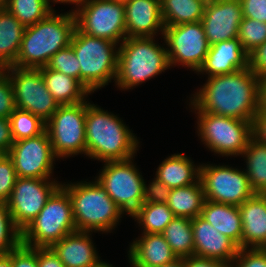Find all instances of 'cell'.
Listing matches in <instances>:
<instances>
[{
    "label": "cell",
    "instance_id": "4316f807",
    "mask_svg": "<svg viewBox=\"0 0 266 267\" xmlns=\"http://www.w3.org/2000/svg\"><path fill=\"white\" fill-rule=\"evenodd\" d=\"M204 202V189L198 179L194 184L171 189L166 204L175 216L192 219L201 215Z\"/></svg>",
    "mask_w": 266,
    "mask_h": 267
},
{
    "label": "cell",
    "instance_id": "8992f818",
    "mask_svg": "<svg viewBox=\"0 0 266 267\" xmlns=\"http://www.w3.org/2000/svg\"><path fill=\"white\" fill-rule=\"evenodd\" d=\"M71 200L77 231H109L122 214L106 190L95 183H77L63 187Z\"/></svg>",
    "mask_w": 266,
    "mask_h": 267
},
{
    "label": "cell",
    "instance_id": "cb8c5ba5",
    "mask_svg": "<svg viewBox=\"0 0 266 267\" xmlns=\"http://www.w3.org/2000/svg\"><path fill=\"white\" fill-rule=\"evenodd\" d=\"M200 216L241 248L242 220L238 206L205 200Z\"/></svg>",
    "mask_w": 266,
    "mask_h": 267
},
{
    "label": "cell",
    "instance_id": "2e32d148",
    "mask_svg": "<svg viewBox=\"0 0 266 267\" xmlns=\"http://www.w3.org/2000/svg\"><path fill=\"white\" fill-rule=\"evenodd\" d=\"M17 177L48 179L56 157L46 130L35 137L14 141L7 154Z\"/></svg>",
    "mask_w": 266,
    "mask_h": 267
},
{
    "label": "cell",
    "instance_id": "11a10c76",
    "mask_svg": "<svg viewBox=\"0 0 266 267\" xmlns=\"http://www.w3.org/2000/svg\"><path fill=\"white\" fill-rule=\"evenodd\" d=\"M93 267H112L111 265L104 263V262H98L95 266Z\"/></svg>",
    "mask_w": 266,
    "mask_h": 267
},
{
    "label": "cell",
    "instance_id": "484cf974",
    "mask_svg": "<svg viewBox=\"0 0 266 267\" xmlns=\"http://www.w3.org/2000/svg\"><path fill=\"white\" fill-rule=\"evenodd\" d=\"M25 27L7 9H0V70L14 66Z\"/></svg>",
    "mask_w": 266,
    "mask_h": 267
},
{
    "label": "cell",
    "instance_id": "d4e9b609",
    "mask_svg": "<svg viewBox=\"0 0 266 267\" xmlns=\"http://www.w3.org/2000/svg\"><path fill=\"white\" fill-rule=\"evenodd\" d=\"M53 98L59 105H70L84 101V96L90 93L77 79L61 72L48 69L46 66L38 68Z\"/></svg>",
    "mask_w": 266,
    "mask_h": 267
},
{
    "label": "cell",
    "instance_id": "7a4b0ae2",
    "mask_svg": "<svg viewBox=\"0 0 266 267\" xmlns=\"http://www.w3.org/2000/svg\"><path fill=\"white\" fill-rule=\"evenodd\" d=\"M53 12L34 25L25 27L14 67H44L57 51L70 45L76 28L74 13L55 15Z\"/></svg>",
    "mask_w": 266,
    "mask_h": 267
},
{
    "label": "cell",
    "instance_id": "30bf717a",
    "mask_svg": "<svg viewBox=\"0 0 266 267\" xmlns=\"http://www.w3.org/2000/svg\"><path fill=\"white\" fill-rule=\"evenodd\" d=\"M199 113L202 140L222 155L242 154L252 138V122L209 112Z\"/></svg>",
    "mask_w": 266,
    "mask_h": 267
},
{
    "label": "cell",
    "instance_id": "f6af8a7d",
    "mask_svg": "<svg viewBox=\"0 0 266 267\" xmlns=\"http://www.w3.org/2000/svg\"><path fill=\"white\" fill-rule=\"evenodd\" d=\"M252 138L266 145V112L261 107L252 121Z\"/></svg>",
    "mask_w": 266,
    "mask_h": 267
},
{
    "label": "cell",
    "instance_id": "8d00e7d4",
    "mask_svg": "<svg viewBox=\"0 0 266 267\" xmlns=\"http://www.w3.org/2000/svg\"><path fill=\"white\" fill-rule=\"evenodd\" d=\"M46 67L80 81V64L76 58L73 48L70 45L57 51L50 58Z\"/></svg>",
    "mask_w": 266,
    "mask_h": 267
},
{
    "label": "cell",
    "instance_id": "60d3db41",
    "mask_svg": "<svg viewBox=\"0 0 266 267\" xmlns=\"http://www.w3.org/2000/svg\"><path fill=\"white\" fill-rule=\"evenodd\" d=\"M245 250V248H239L234 258V260L238 259L240 262L237 267H266V251L260 248H252L248 252ZM230 266L232 267V265Z\"/></svg>",
    "mask_w": 266,
    "mask_h": 267
},
{
    "label": "cell",
    "instance_id": "9f6ffc18",
    "mask_svg": "<svg viewBox=\"0 0 266 267\" xmlns=\"http://www.w3.org/2000/svg\"><path fill=\"white\" fill-rule=\"evenodd\" d=\"M201 1H203L205 4H207V3H214L218 0H201Z\"/></svg>",
    "mask_w": 266,
    "mask_h": 267
},
{
    "label": "cell",
    "instance_id": "c3c4849f",
    "mask_svg": "<svg viewBox=\"0 0 266 267\" xmlns=\"http://www.w3.org/2000/svg\"><path fill=\"white\" fill-rule=\"evenodd\" d=\"M227 263L229 262L195 255L184 258L185 267H231Z\"/></svg>",
    "mask_w": 266,
    "mask_h": 267
},
{
    "label": "cell",
    "instance_id": "ee69618b",
    "mask_svg": "<svg viewBox=\"0 0 266 267\" xmlns=\"http://www.w3.org/2000/svg\"><path fill=\"white\" fill-rule=\"evenodd\" d=\"M249 68L257 76L266 77V41L249 54Z\"/></svg>",
    "mask_w": 266,
    "mask_h": 267
},
{
    "label": "cell",
    "instance_id": "603a6c76",
    "mask_svg": "<svg viewBox=\"0 0 266 267\" xmlns=\"http://www.w3.org/2000/svg\"><path fill=\"white\" fill-rule=\"evenodd\" d=\"M129 252L133 267H157L178 259L160 233L144 234L134 241Z\"/></svg>",
    "mask_w": 266,
    "mask_h": 267
},
{
    "label": "cell",
    "instance_id": "f35d334b",
    "mask_svg": "<svg viewBox=\"0 0 266 267\" xmlns=\"http://www.w3.org/2000/svg\"><path fill=\"white\" fill-rule=\"evenodd\" d=\"M5 70H0V117L9 118L16 109L14 101V91Z\"/></svg>",
    "mask_w": 266,
    "mask_h": 267
},
{
    "label": "cell",
    "instance_id": "ac0fdd59",
    "mask_svg": "<svg viewBox=\"0 0 266 267\" xmlns=\"http://www.w3.org/2000/svg\"><path fill=\"white\" fill-rule=\"evenodd\" d=\"M194 239V255L198 257L234 261L239 246L228 236L217 231L201 216L191 219Z\"/></svg>",
    "mask_w": 266,
    "mask_h": 267
},
{
    "label": "cell",
    "instance_id": "4dcf8cb0",
    "mask_svg": "<svg viewBox=\"0 0 266 267\" xmlns=\"http://www.w3.org/2000/svg\"><path fill=\"white\" fill-rule=\"evenodd\" d=\"M247 157V174L255 193L266 194V145L251 138L244 152Z\"/></svg>",
    "mask_w": 266,
    "mask_h": 267
},
{
    "label": "cell",
    "instance_id": "7bdbcfd3",
    "mask_svg": "<svg viewBox=\"0 0 266 267\" xmlns=\"http://www.w3.org/2000/svg\"><path fill=\"white\" fill-rule=\"evenodd\" d=\"M243 17L266 22V0H240Z\"/></svg>",
    "mask_w": 266,
    "mask_h": 267
},
{
    "label": "cell",
    "instance_id": "44dd1931",
    "mask_svg": "<svg viewBox=\"0 0 266 267\" xmlns=\"http://www.w3.org/2000/svg\"><path fill=\"white\" fill-rule=\"evenodd\" d=\"M239 207L242 220L241 248H261L266 243V194L255 193Z\"/></svg>",
    "mask_w": 266,
    "mask_h": 267
},
{
    "label": "cell",
    "instance_id": "6da1fadb",
    "mask_svg": "<svg viewBox=\"0 0 266 267\" xmlns=\"http://www.w3.org/2000/svg\"><path fill=\"white\" fill-rule=\"evenodd\" d=\"M261 83L250 68L212 76L192 103L199 112L252 122L261 107Z\"/></svg>",
    "mask_w": 266,
    "mask_h": 267
},
{
    "label": "cell",
    "instance_id": "db71d44e",
    "mask_svg": "<svg viewBox=\"0 0 266 267\" xmlns=\"http://www.w3.org/2000/svg\"><path fill=\"white\" fill-rule=\"evenodd\" d=\"M9 4V0H0V9H6Z\"/></svg>",
    "mask_w": 266,
    "mask_h": 267
},
{
    "label": "cell",
    "instance_id": "9a60e30c",
    "mask_svg": "<svg viewBox=\"0 0 266 267\" xmlns=\"http://www.w3.org/2000/svg\"><path fill=\"white\" fill-rule=\"evenodd\" d=\"M46 181L47 179L17 177L6 203L12 220L20 232L35 219L49 197L60 186Z\"/></svg>",
    "mask_w": 266,
    "mask_h": 267
},
{
    "label": "cell",
    "instance_id": "74e56055",
    "mask_svg": "<svg viewBox=\"0 0 266 267\" xmlns=\"http://www.w3.org/2000/svg\"><path fill=\"white\" fill-rule=\"evenodd\" d=\"M16 179L13 160L6 154L0 161V201H8Z\"/></svg>",
    "mask_w": 266,
    "mask_h": 267
},
{
    "label": "cell",
    "instance_id": "680465c9",
    "mask_svg": "<svg viewBox=\"0 0 266 267\" xmlns=\"http://www.w3.org/2000/svg\"><path fill=\"white\" fill-rule=\"evenodd\" d=\"M260 249H262L263 251H266V243Z\"/></svg>",
    "mask_w": 266,
    "mask_h": 267
},
{
    "label": "cell",
    "instance_id": "f5cc1de1",
    "mask_svg": "<svg viewBox=\"0 0 266 267\" xmlns=\"http://www.w3.org/2000/svg\"><path fill=\"white\" fill-rule=\"evenodd\" d=\"M49 1L50 0H47V2L49 3ZM55 2L57 1V2H72V3H75V4H79L80 5V3L83 1V0H54Z\"/></svg>",
    "mask_w": 266,
    "mask_h": 267
},
{
    "label": "cell",
    "instance_id": "d590c367",
    "mask_svg": "<svg viewBox=\"0 0 266 267\" xmlns=\"http://www.w3.org/2000/svg\"><path fill=\"white\" fill-rule=\"evenodd\" d=\"M20 244L21 232L12 220L7 203L0 201V255L8 254Z\"/></svg>",
    "mask_w": 266,
    "mask_h": 267
},
{
    "label": "cell",
    "instance_id": "ffe728a7",
    "mask_svg": "<svg viewBox=\"0 0 266 267\" xmlns=\"http://www.w3.org/2000/svg\"><path fill=\"white\" fill-rule=\"evenodd\" d=\"M249 68V54L238 38L211 45L207 56L197 72H208L209 76L231 74Z\"/></svg>",
    "mask_w": 266,
    "mask_h": 267
},
{
    "label": "cell",
    "instance_id": "6f0895ef",
    "mask_svg": "<svg viewBox=\"0 0 266 267\" xmlns=\"http://www.w3.org/2000/svg\"><path fill=\"white\" fill-rule=\"evenodd\" d=\"M5 155H6V153L0 150V161Z\"/></svg>",
    "mask_w": 266,
    "mask_h": 267
},
{
    "label": "cell",
    "instance_id": "681fc988",
    "mask_svg": "<svg viewBox=\"0 0 266 267\" xmlns=\"http://www.w3.org/2000/svg\"><path fill=\"white\" fill-rule=\"evenodd\" d=\"M0 267H13L12 251H10L8 254L0 255Z\"/></svg>",
    "mask_w": 266,
    "mask_h": 267
},
{
    "label": "cell",
    "instance_id": "277c9868",
    "mask_svg": "<svg viewBox=\"0 0 266 267\" xmlns=\"http://www.w3.org/2000/svg\"><path fill=\"white\" fill-rule=\"evenodd\" d=\"M118 49L117 85L128 89L159 74L170 66L167 50L152 37L125 38Z\"/></svg>",
    "mask_w": 266,
    "mask_h": 267
},
{
    "label": "cell",
    "instance_id": "ab89813d",
    "mask_svg": "<svg viewBox=\"0 0 266 267\" xmlns=\"http://www.w3.org/2000/svg\"><path fill=\"white\" fill-rule=\"evenodd\" d=\"M171 189L163 182L155 178L149 188L144 183L143 204L146 203H166Z\"/></svg>",
    "mask_w": 266,
    "mask_h": 267
},
{
    "label": "cell",
    "instance_id": "5bb4252c",
    "mask_svg": "<svg viewBox=\"0 0 266 267\" xmlns=\"http://www.w3.org/2000/svg\"><path fill=\"white\" fill-rule=\"evenodd\" d=\"M170 65L180 62L198 71L210 48L201 21L164 27Z\"/></svg>",
    "mask_w": 266,
    "mask_h": 267
},
{
    "label": "cell",
    "instance_id": "d6a6232c",
    "mask_svg": "<svg viewBox=\"0 0 266 267\" xmlns=\"http://www.w3.org/2000/svg\"><path fill=\"white\" fill-rule=\"evenodd\" d=\"M47 0H9L7 10L24 26L45 19L53 10Z\"/></svg>",
    "mask_w": 266,
    "mask_h": 267
},
{
    "label": "cell",
    "instance_id": "836d02e7",
    "mask_svg": "<svg viewBox=\"0 0 266 267\" xmlns=\"http://www.w3.org/2000/svg\"><path fill=\"white\" fill-rule=\"evenodd\" d=\"M9 120L14 141L38 136L46 127V123L40 117L17 108L11 113Z\"/></svg>",
    "mask_w": 266,
    "mask_h": 267
},
{
    "label": "cell",
    "instance_id": "7402d4cb",
    "mask_svg": "<svg viewBox=\"0 0 266 267\" xmlns=\"http://www.w3.org/2000/svg\"><path fill=\"white\" fill-rule=\"evenodd\" d=\"M87 234L72 232L50 247L65 267H93L100 262Z\"/></svg>",
    "mask_w": 266,
    "mask_h": 267
},
{
    "label": "cell",
    "instance_id": "7dc6e473",
    "mask_svg": "<svg viewBox=\"0 0 266 267\" xmlns=\"http://www.w3.org/2000/svg\"><path fill=\"white\" fill-rule=\"evenodd\" d=\"M14 143L9 118L0 117V150L8 154Z\"/></svg>",
    "mask_w": 266,
    "mask_h": 267
},
{
    "label": "cell",
    "instance_id": "83f0119b",
    "mask_svg": "<svg viewBox=\"0 0 266 267\" xmlns=\"http://www.w3.org/2000/svg\"><path fill=\"white\" fill-rule=\"evenodd\" d=\"M199 175L200 169H195L187 157L175 154L162 162L158 168L156 178L170 189H173L196 183L193 179H199Z\"/></svg>",
    "mask_w": 266,
    "mask_h": 267
},
{
    "label": "cell",
    "instance_id": "7c38bea8",
    "mask_svg": "<svg viewBox=\"0 0 266 267\" xmlns=\"http://www.w3.org/2000/svg\"><path fill=\"white\" fill-rule=\"evenodd\" d=\"M130 161L105 162L97 182L122 212L132 215L143 204L144 181Z\"/></svg>",
    "mask_w": 266,
    "mask_h": 267
},
{
    "label": "cell",
    "instance_id": "8fae6325",
    "mask_svg": "<svg viewBox=\"0 0 266 267\" xmlns=\"http://www.w3.org/2000/svg\"><path fill=\"white\" fill-rule=\"evenodd\" d=\"M14 91L15 107L40 117L45 123L57 111L59 104L47 90L39 69L8 67ZM15 74V75H14ZM12 75V77H11Z\"/></svg>",
    "mask_w": 266,
    "mask_h": 267
},
{
    "label": "cell",
    "instance_id": "52a82bcc",
    "mask_svg": "<svg viewBox=\"0 0 266 267\" xmlns=\"http://www.w3.org/2000/svg\"><path fill=\"white\" fill-rule=\"evenodd\" d=\"M116 43L90 36L75 28L70 46L80 64V82L89 92L100 88L117 76Z\"/></svg>",
    "mask_w": 266,
    "mask_h": 267
},
{
    "label": "cell",
    "instance_id": "3957f363",
    "mask_svg": "<svg viewBox=\"0 0 266 267\" xmlns=\"http://www.w3.org/2000/svg\"><path fill=\"white\" fill-rule=\"evenodd\" d=\"M85 134L86 154L104 162L129 160L137 148V139L116 116L87 103Z\"/></svg>",
    "mask_w": 266,
    "mask_h": 267
},
{
    "label": "cell",
    "instance_id": "816d5d0a",
    "mask_svg": "<svg viewBox=\"0 0 266 267\" xmlns=\"http://www.w3.org/2000/svg\"><path fill=\"white\" fill-rule=\"evenodd\" d=\"M157 267H185L184 266V258H178L175 261L168 263V264H163Z\"/></svg>",
    "mask_w": 266,
    "mask_h": 267
},
{
    "label": "cell",
    "instance_id": "1f68e13d",
    "mask_svg": "<svg viewBox=\"0 0 266 267\" xmlns=\"http://www.w3.org/2000/svg\"><path fill=\"white\" fill-rule=\"evenodd\" d=\"M131 216L144 225V234H161L175 218L166 203L142 204Z\"/></svg>",
    "mask_w": 266,
    "mask_h": 267
},
{
    "label": "cell",
    "instance_id": "bcb514c9",
    "mask_svg": "<svg viewBox=\"0 0 266 267\" xmlns=\"http://www.w3.org/2000/svg\"><path fill=\"white\" fill-rule=\"evenodd\" d=\"M37 262L39 267H65L54 251L47 248H37Z\"/></svg>",
    "mask_w": 266,
    "mask_h": 267
},
{
    "label": "cell",
    "instance_id": "4fadbf2b",
    "mask_svg": "<svg viewBox=\"0 0 266 267\" xmlns=\"http://www.w3.org/2000/svg\"><path fill=\"white\" fill-rule=\"evenodd\" d=\"M199 169L205 200L240 206L255 194L243 171L226 166H200Z\"/></svg>",
    "mask_w": 266,
    "mask_h": 267
},
{
    "label": "cell",
    "instance_id": "f1b7e54d",
    "mask_svg": "<svg viewBox=\"0 0 266 267\" xmlns=\"http://www.w3.org/2000/svg\"><path fill=\"white\" fill-rule=\"evenodd\" d=\"M205 6L201 0H161L164 25L174 26L201 21Z\"/></svg>",
    "mask_w": 266,
    "mask_h": 267
},
{
    "label": "cell",
    "instance_id": "ba28073f",
    "mask_svg": "<svg viewBox=\"0 0 266 267\" xmlns=\"http://www.w3.org/2000/svg\"><path fill=\"white\" fill-rule=\"evenodd\" d=\"M80 4L81 10L73 13L81 32L114 43L126 38L124 0H83Z\"/></svg>",
    "mask_w": 266,
    "mask_h": 267
},
{
    "label": "cell",
    "instance_id": "e575fe53",
    "mask_svg": "<svg viewBox=\"0 0 266 267\" xmlns=\"http://www.w3.org/2000/svg\"><path fill=\"white\" fill-rule=\"evenodd\" d=\"M237 38L243 49L250 54L266 41V22L243 17Z\"/></svg>",
    "mask_w": 266,
    "mask_h": 267
},
{
    "label": "cell",
    "instance_id": "d6986e66",
    "mask_svg": "<svg viewBox=\"0 0 266 267\" xmlns=\"http://www.w3.org/2000/svg\"><path fill=\"white\" fill-rule=\"evenodd\" d=\"M124 6L127 38L153 37L157 29L164 34L161 0H124Z\"/></svg>",
    "mask_w": 266,
    "mask_h": 267
},
{
    "label": "cell",
    "instance_id": "e0dca14e",
    "mask_svg": "<svg viewBox=\"0 0 266 267\" xmlns=\"http://www.w3.org/2000/svg\"><path fill=\"white\" fill-rule=\"evenodd\" d=\"M242 19L240 0L207 3L201 22L209 45L237 38Z\"/></svg>",
    "mask_w": 266,
    "mask_h": 267
},
{
    "label": "cell",
    "instance_id": "9c48e42d",
    "mask_svg": "<svg viewBox=\"0 0 266 267\" xmlns=\"http://www.w3.org/2000/svg\"><path fill=\"white\" fill-rule=\"evenodd\" d=\"M59 105L57 111L46 122L45 130L49 136L55 156L76 153L86 154V102Z\"/></svg>",
    "mask_w": 266,
    "mask_h": 267
},
{
    "label": "cell",
    "instance_id": "5b68a950",
    "mask_svg": "<svg viewBox=\"0 0 266 267\" xmlns=\"http://www.w3.org/2000/svg\"><path fill=\"white\" fill-rule=\"evenodd\" d=\"M75 231L77 230L72 203L67 191L60 185L49 197L40 213L21 232V244L30 248L33 246L50 248L67 234Z\"/></svg>",
    "mask_w": 266,
    "mask_h": 267
},
{
    "label": "cell",
    "instance_id": "f907efd6",
    "mask_svg": "<svg viewBox=\"0 0 266 267\" xmlns=\"http://www.w3.org/2000/svg\"><path fill=\"white\" fill-rule=\"evenodd\" d=\"M261 108L266 112V77L262 78L261 83Z\"/></svg>",
    "mask_w": 266,
    "mask_h": 267
},
{
    "label": "cell",
    "instance_id": "f546056e",
    "mask_svg": "<svg viewBox=\"0 0 266 267\" xmlns=\"http://www.w3.org/2000/svg\"><path fill=\"white\" fill-rule=\"evenodd\" d=\"M161 234L177 258L183 259L194 255L191 219L175 216Z\"/></svg>",
    "mask_w": 266,
    "mask_h": 267
},
{
    "label": "cell",
    "instance_id": "b9f144b4",
    "mask_svg": "<svg viewBox=\"0 0 266 267\" xmlns=\"http://www.w3.org/2000/svg\"><path fill=\"white\" fill-rule=\"evenodd\" d=\"M13 267H39L37 262V248H30L20 244L12 250Z\"/></svg>",
    "mask_w": 266,
    "mask_h": 267
}]
</instances>
